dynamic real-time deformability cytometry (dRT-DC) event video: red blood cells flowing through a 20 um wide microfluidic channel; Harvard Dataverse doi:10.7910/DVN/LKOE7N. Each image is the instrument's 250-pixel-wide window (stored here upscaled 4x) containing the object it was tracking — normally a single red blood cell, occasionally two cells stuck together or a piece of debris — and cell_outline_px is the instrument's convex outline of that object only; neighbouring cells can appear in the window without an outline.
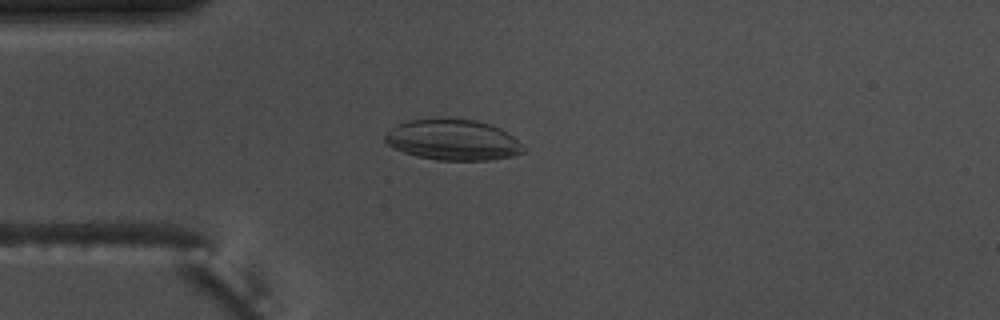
{"species": "common noctule bat (a hibernating species)", "species_latin": "Nyctalus noctula", "temperature_condition": "warm", "stored_images_in_passage": 46, "camera_frame_rate_fps": 3000, "um_per_image_px": 0.085, "animal": {"sex": "male", "body_mass_g": 17.5, "forearm_length_mm": 52.3}, "frame": {"image": 1, "passage_image": 9, "time_ms": 2.667, "image_size_px": [1000, 320], "cell_outline_px": [[524, 152], [512, 156], [488, 160], [436, 160], [416, 156], [392, 148], [384, 140], [384, 136], [392, 128], [408, 120], [476, 120], [500, 128], [524, 144]], "centroid_in_image_um": [38.51, 11.92], "position_along_channel_um": 46.5, "area_um2": 32.37}}
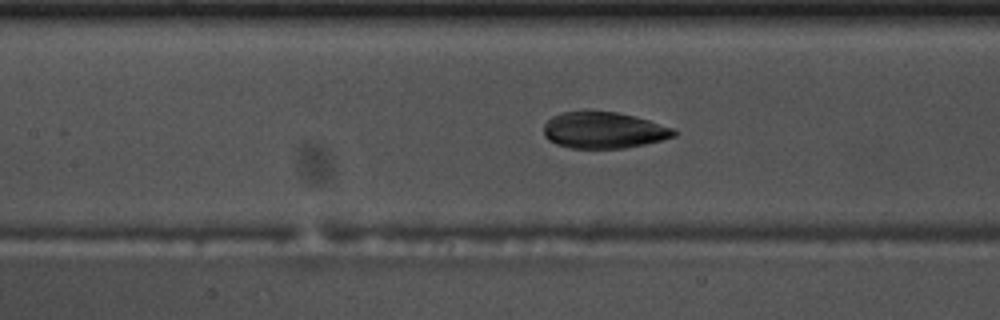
{"frame": {"image": 2, "passage_image": 19, "time_ms": 6.0, "image_size_px": [1000, 320], "cell_outline_px": [[676, 136], [644, 144], [624, 148], [568, 148], [556, 144], [548, 140], [544, 136], [544, 124], [552, 116], [560, 112], [616, 112], [648, 120], [676, 128]], "centroid_in_image_um": [51.3, 11.08], "position_along_channel_um": 156.1, "area_um2": 27.46}}
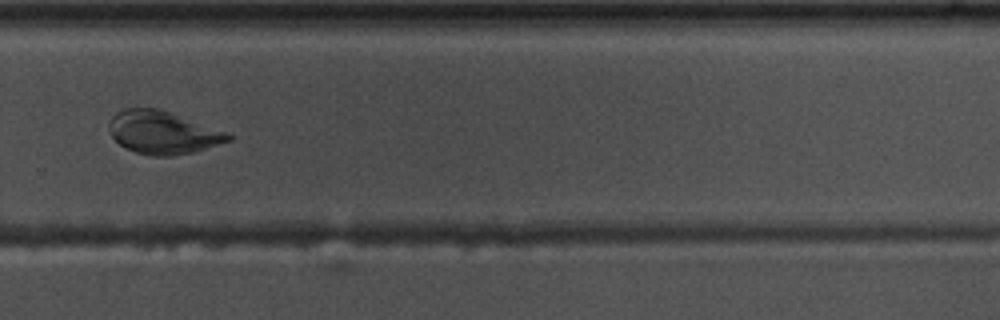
{"frame": {"image": 3, "passage_image": 32, "time_ms": 10.333, "image_size_px": [1000, 320], "cell_outline_px": [[232, 140], [192, 152], [172, 156], [152, 156], [136, 152], [120, 144], [112, 136], [108, 128], [108, 124], [112, 116], [124, 108], [156, 108], [228, 132], [232, 136]], "centroid_in_image_um": [13.82, 11.27], "position_along_channel_um": 316.0, "area_um2": 29.36}, "authors_computed_cell_mechanics": {"area_um2": 28.9289, "velocity_mm_per_s": 3.7011, "shape_relaxation_time_tau1_ms": 7.0241, "shape_relaxation_time_tau2_ms": 1.836, "deformation_change_tau1": 0.1516, "deformation_change_tau2": 0.0437}}